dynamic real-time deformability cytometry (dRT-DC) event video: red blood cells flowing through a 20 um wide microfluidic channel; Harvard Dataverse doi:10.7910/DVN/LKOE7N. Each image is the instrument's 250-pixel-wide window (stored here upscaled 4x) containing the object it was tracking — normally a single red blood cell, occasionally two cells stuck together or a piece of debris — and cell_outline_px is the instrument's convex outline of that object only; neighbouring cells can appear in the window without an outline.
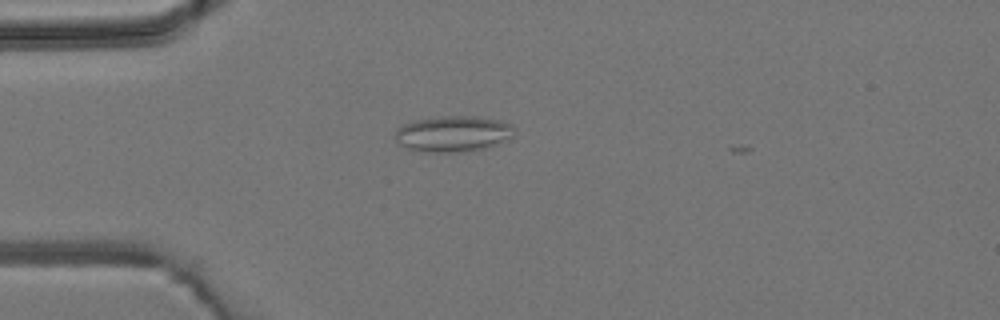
{"species": "common noctule bat (a hibernating species)", "species_latin": "Nyctalus noctula", "temperature_condition": "room temperature", "stored_images_in_passage": 2, "camera_frame_rate_fps": 3000, "um_per_image_px": 0.085, "animal": {"sex": "male", "body_mass_g": 19.2, "forearm_length_mm": 51.8}, "frame": {"image": 1, "passage_image": 1, "time_ms": 0.0, "image_size_px": [1000, 320], "cell_outline_px": [[516, 128], [512, 136], [500, 144], [468, 152], [424, 152], [408, 148], [400, 144], [396, 140], [396, 128], [404, 124], [416, 120], [444, 116], [476, 116], [500, 120], [512, 124]], "centroid_in_image_um": [38.56, 11.37], "position_along_channel_um": 46.4, "area_um2": 25.14}}